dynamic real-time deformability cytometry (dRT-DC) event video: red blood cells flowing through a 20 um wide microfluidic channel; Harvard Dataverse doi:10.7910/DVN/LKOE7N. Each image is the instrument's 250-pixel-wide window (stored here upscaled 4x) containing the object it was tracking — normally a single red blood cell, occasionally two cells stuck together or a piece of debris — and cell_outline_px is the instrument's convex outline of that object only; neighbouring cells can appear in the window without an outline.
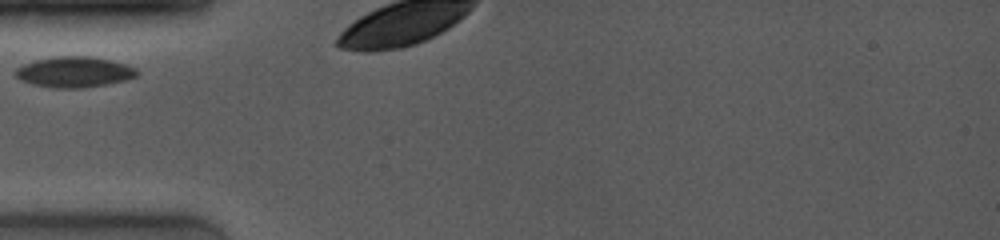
{"species": "common noctule bat (a hibernating species)", "species_latin": "Nyctalus noctula", "temperature_condition": "room temperature", "stored_images_in_passage": 13, "camera_frame_rate_fps": 4000, "um_per_image_px": 0.085, "animal": {"sex": "female", "body_mass_g": 19.0, "forearm_length_mm": 53.3}, "frame": {"image": 1, "passage_image": 1, "time_ms": 0.0, "image_size_px": [1000, 240], "cell_outline_px": [[140, 72], [136, 76], [128, 80], [80, 88], [52, 88], [32, 84], [20, 80], [12, 72], [16, 68], [24, 64], [36, 60], [52, 56], [88, 56], [112, 60], [136, 68]], "centroid_in_image_um": [6.29, 6.12], "position_along_channel_um": 78.7, "area_um2": 21.85}}